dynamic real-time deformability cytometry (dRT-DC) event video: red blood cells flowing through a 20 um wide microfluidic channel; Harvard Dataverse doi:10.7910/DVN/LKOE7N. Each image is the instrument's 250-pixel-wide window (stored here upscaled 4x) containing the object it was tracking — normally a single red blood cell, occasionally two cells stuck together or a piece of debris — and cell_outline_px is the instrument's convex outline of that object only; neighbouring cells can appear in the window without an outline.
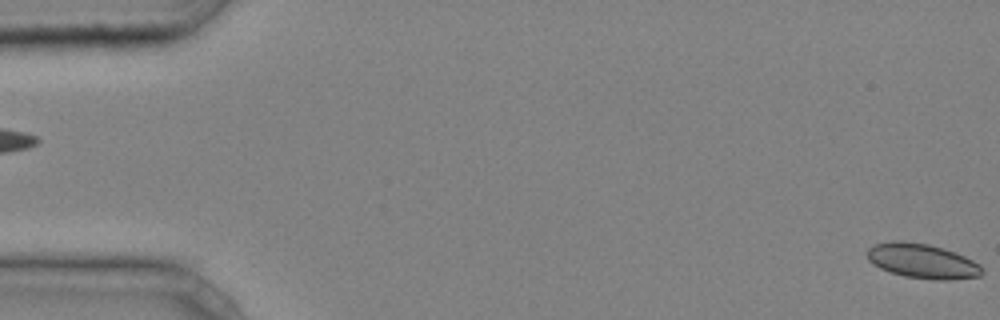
{"species": "common noctule bat (a hibernating species)", "species_latin": "Nyctalus noctula", "temperature_condition": "cold", "stored_images_in_passage": 15, "camera_frame_rate_fps": 3000, "um_per_image_px": 0.085, "animal": {"sex": "male", "body_mass_g": 20.4}, "frame": {"image": 1, "passage_image": 1, "time_ms": 0.0, "image_size_px": [1000, 320], "cell_outline_px": [[984, 272], [980, 276], [948, 280], [936, 280], [904, 276], [880, 268], [872, 264], [868, 260], [868, 248], [876, 244], [892, 240], [900, 240], [928, 244], [944, 248], [956, 252], [980, 264], [984, 268]], "centroid_in_image_um": [78.42, 22.18], "position_along_channel_um": 6.6, "area_um2": 23.29}}